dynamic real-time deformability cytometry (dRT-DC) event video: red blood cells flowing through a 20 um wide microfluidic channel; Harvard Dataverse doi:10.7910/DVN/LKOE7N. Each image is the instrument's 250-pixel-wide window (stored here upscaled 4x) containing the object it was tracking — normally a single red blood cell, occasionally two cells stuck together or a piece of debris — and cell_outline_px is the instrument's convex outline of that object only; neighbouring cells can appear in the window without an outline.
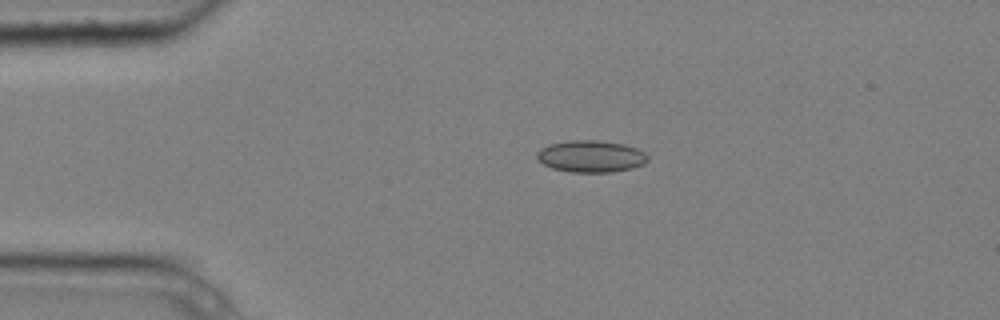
{"species": "common noctule bat (a hibernating species)", "species_latin": "Nyctalus noctula", "temperature_condition": "cold", "stored_images_in_passage": 2, "camera_frame_rate_fps": 3000, "um_per_image_px": 0.085, "animal": {"sex": "male", "body_mass_g": 20.4}, "frame": {"image": 1, "passage_image": 1, "time_ms": 0.0, "image_size_px": [1000, 320], "cell_outline_px": [[648, 160], [644, 164], [632, 168], [612, 172], [572, 172], [552, 168], [544, 164], [536, 156], [536, 152], [540, 148], [548, 144], [568, 140], [596, 140], [624, 144], [636, 148], [644, 152], [648, 156]], "centroid_in_image_um": [50.22, 13.28], "position_along_channel_um": 34.8, "area_um2": 20.63}}